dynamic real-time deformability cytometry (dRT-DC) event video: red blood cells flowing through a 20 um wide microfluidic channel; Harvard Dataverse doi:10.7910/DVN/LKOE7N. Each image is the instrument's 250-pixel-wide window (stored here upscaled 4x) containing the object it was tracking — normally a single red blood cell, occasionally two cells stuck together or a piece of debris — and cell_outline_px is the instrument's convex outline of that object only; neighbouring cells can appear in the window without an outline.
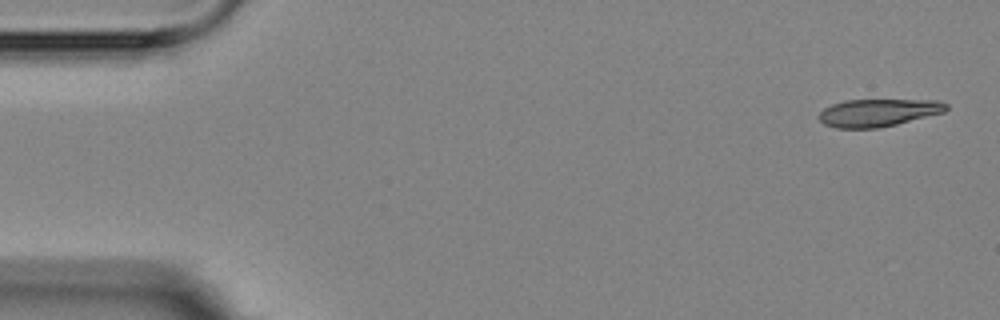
{"species": "Egyptian fruit bat (a non-hibernating species)", "species_latin": "Rousettus aegyptiacus", "temperature_condition": "room temperature", "stored_images_in_passage": 4, "camera_frame_rate_fps": 3000, "um_per_image_px": 0.085, "animal": {"sex": "female"}, "frame": {"image": 1, "passage_image": 1, "time_ms": 0.0, "image_size_px": [1000, 320], "cell_outline_px": [[948, 108], [944, 112], [896, 124], [876, 128], [836, 128], [824, 124], [816, 116], [824, 108], [832, 104], [844, 100], [936, 100], [948, 104]], "centroid_in_image_um": [74.61, 9.57], "position_along_channel_um": 10.4, "area_um2": 20.4}}
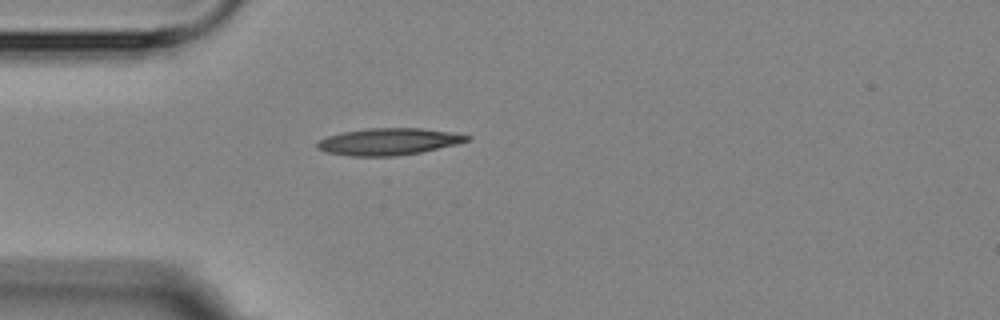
{"frame": {"image": 2, "passage_image": 4, "time_ms": 4.333, "image_size_px": [1000, 320], "cell_outline_px": [[472, 136], [468, 140], [460, 144], [420, 152], [396, 156], [348, 156], [324, 152], [316, 148], [316, 144], [320, 140], [328, 136], [344, 132], [368, 128], [420, 128], [448, 132]], "centroid_in_image_um": [33.02, 12.05], "position_along_channel_um": 52.0, "area_um2": 23.41}}